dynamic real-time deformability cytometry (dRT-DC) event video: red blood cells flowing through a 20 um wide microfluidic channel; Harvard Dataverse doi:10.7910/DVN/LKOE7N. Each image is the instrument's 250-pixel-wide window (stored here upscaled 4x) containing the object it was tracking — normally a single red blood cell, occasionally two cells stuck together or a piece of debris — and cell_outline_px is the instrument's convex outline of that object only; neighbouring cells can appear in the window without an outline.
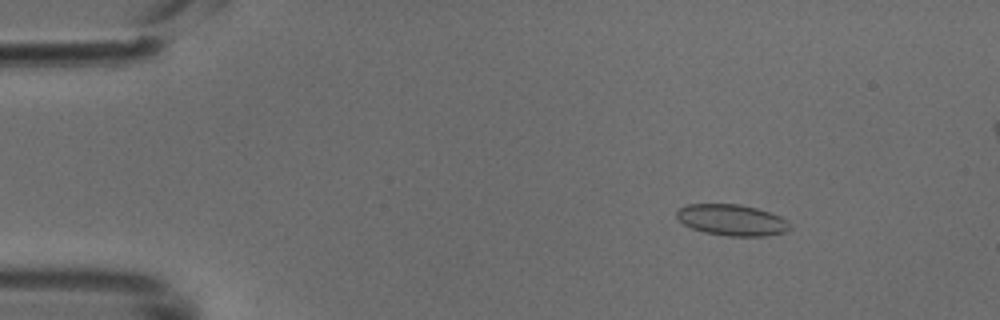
{"species": "common noctule bat (a hibernating species)", "species_latin": "Nyctalus noctula", "temperature_condition": "cold", "stored_images_in_passage": 48, "camera_frame_rate_fps": 3000, "um_per_image_px": 0.085, "animal": {"sex": "male", "body_mass_g": 18.8}, "frame": {"image": 1, "passage_image": 6, "time_ms": 1.667, "image_size_px": [1000, 320], "cell_outline_px": [[792, 228], [784, 232], [764, 236], [728, 236], [704, 232], [692, 228], [684, 224], [676, 216], [676, 212], [680, 208], [688, 204], [740, 204], [756, 208], [780, 216], [788, 220]], "centroid_in_image_um": [62.23, 18.7], "position_along_channel_um": 22.8, "area_um2": 20.52}}
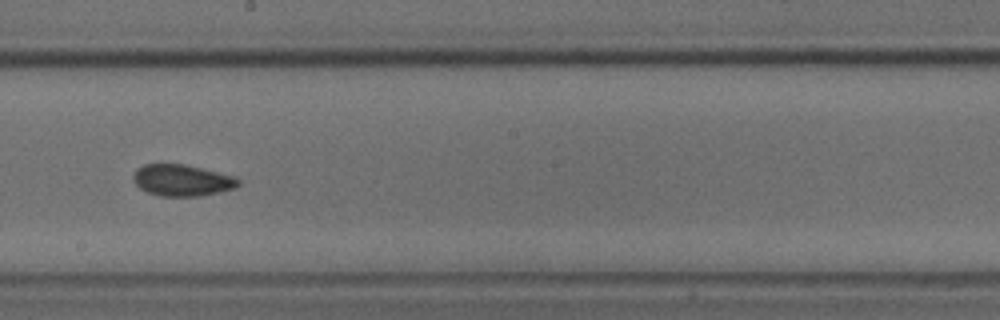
{"frame": {"image": 2, "passage_image": 27, "time_ms": 8.667, "image_size_px": [1000, 320], "cell_outline_px": [[240, 184], [236, 188], [220, 192], [200, 196], [160, 196], [148, 192], [140, 188], [132, 180], [132, 176], [136, 168], [144, 164], [184, 164], [232, 176], [240, 180]], "centroid_in_image_um": [15.45, 15.33], "position_along_channel_um": 232.8, "area_um2": 19.25}}
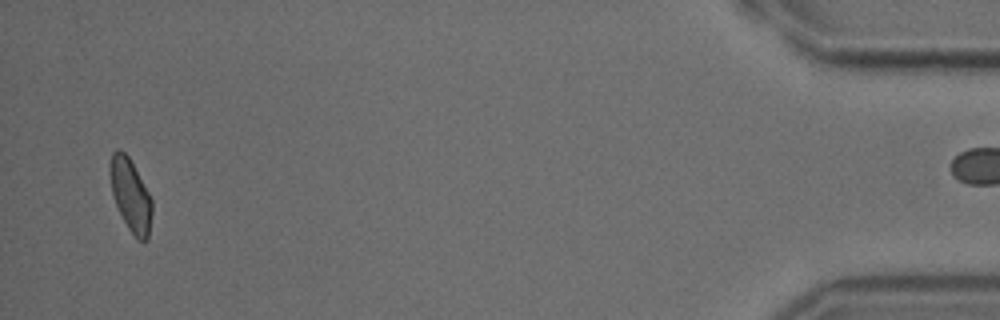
{"frame": {"image": 3, "passage_image": 47, "time_ms": 15.333, "image_size_px": [1000, 320], "cell_outline_px": [[152, 212], [148, 240], [144, 244], [136, 240], [128, 228], [116, 204], [112, 192], [108, 172], [112, 152], [116, 148], [120, 148], [128, 156], [148, 192], [152, 200]], "centroid_in_image_um": [11.09, 16.62], "position_along_channel_um": 424.1, "area_um2": 17.86}}